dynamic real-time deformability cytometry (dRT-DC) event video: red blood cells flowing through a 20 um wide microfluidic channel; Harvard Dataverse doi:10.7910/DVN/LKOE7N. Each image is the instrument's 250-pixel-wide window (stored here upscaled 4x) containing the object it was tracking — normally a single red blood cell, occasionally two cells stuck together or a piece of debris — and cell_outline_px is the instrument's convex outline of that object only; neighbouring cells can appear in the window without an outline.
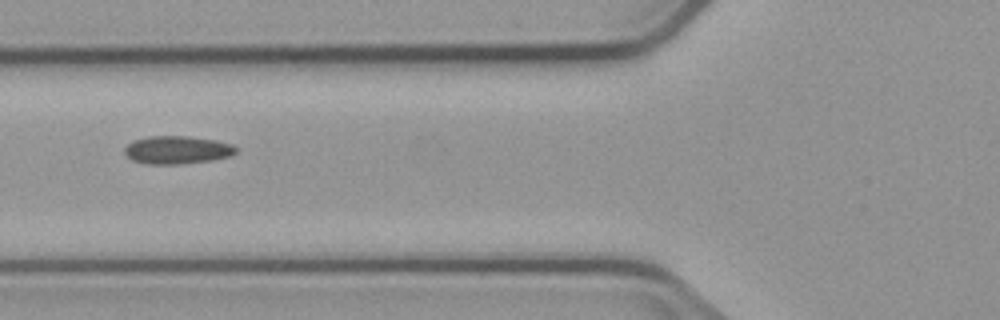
{"species": "common noctule bat (a hibernating species)", "species_latin": "Nyctalus noctula", "temperature_condition": "cold", "stored_images_in_passage": 6, "camera_frame_rate_fps": 3000, "um_per_image_px": 0.085, "animal": {"sex": "male", "body_mass_g": 23.1, "forearm_length_mm": 52.7}, "frame": {"image": 1, "passage_image": 4, "time_ms": 3.333, "image_size_px": [1000, 320], "cell_outline_px": [[236, 152], [232, 156], [212, 160], [180, 164], [148, 164], [132, 160], [124, 152], [124, 148], [128, 144], [136, 140], [148, 136], [188, 136], [216, 140], [232, 144], [236, 148]], "centroid_in_image_um": [15.08, 12.74], "position_along_channel_um": 110.7, "area_um2": 18.15}}
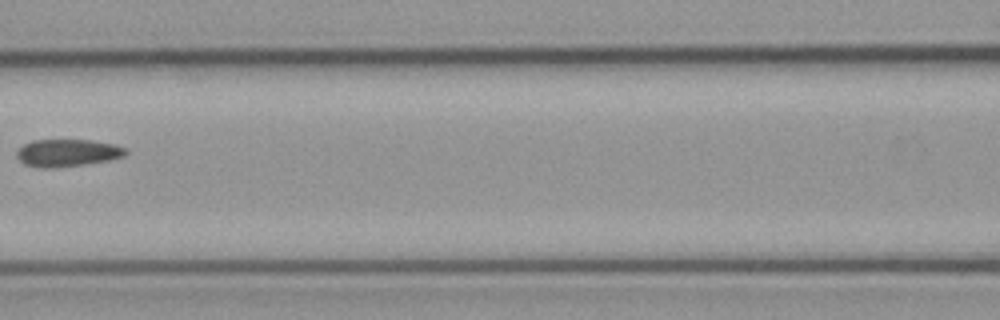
{"frame": {"image": 2, "passage_image": 5, "time_ms": 4.667, "image_size_px": [1000, 320], "cell_outline_px": [[128, 152], [124, 156], [108, 160], [84, 164], [56, 168], [36, 168], [24, 164], [16, 156], [16, 152], [24, 144], [32, 140], [92, 140], [112, 144], [124, 148]], "centroid_in_image_um": [5.68, 13.0], "position_along_channel_um": 160.9, "area_um2": 17.34}}
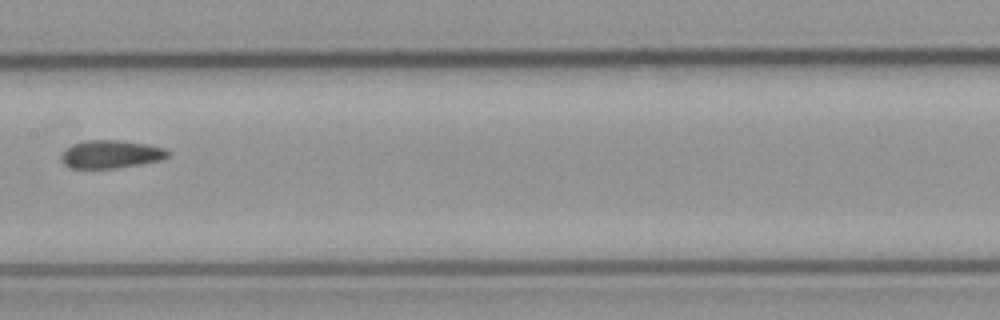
{"frame": {"image": 3, "passage_image": 6, "time_ms": 5.667, "image_size_px": [1000, 320], "cell_outline_px": [[168, 156], [164, 160], [116, 168], [72, 168], [64, 164], [60, 160], [60, 156], [72, 144], [88, 140], [120, 140], [144, 144], [164, 148], [168, 152]], "centroid_in_image_um": [9.42, 13.11], "position_along_channel_um": 198.0, "area_um2": 17.28}}